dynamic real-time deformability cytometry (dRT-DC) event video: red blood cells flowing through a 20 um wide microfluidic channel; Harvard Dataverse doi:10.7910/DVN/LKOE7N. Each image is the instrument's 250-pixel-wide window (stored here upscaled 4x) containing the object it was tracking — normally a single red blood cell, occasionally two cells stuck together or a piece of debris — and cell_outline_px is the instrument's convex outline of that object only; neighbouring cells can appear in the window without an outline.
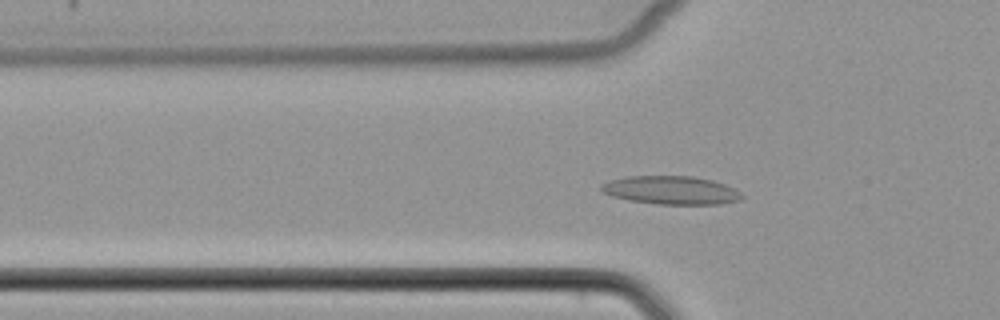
{"species": "common noctule bat (a hibernating species)", "species_latin": "Nyctalus noctula", "temperature_condition": "cold", "stored_images_in_passage": 45, "camera_frame_rate_fps": 3000, "um_per_image_px": 0.085, "animal": {"sex": "female", "body_mass_g": 22.7, "forearm_length_mm": 54.2}, "frame": {"image": 1, "passage_image": 15, "time_ms": 4.667, "image_size_px": [1000, 320], "cell_outline_px": [[744, 196], [740, 200], [720, 204], [656, 204], [628, 200], [612, 196], [604, 192], [600, 188], [600, 184], [624, 176], [692, 176], [712, 180], [724, 184], [740, 192]], "centroid_in_image_um": [57.03, 16.17], "position_along_channel_um": 68.8, "area_um2": 23.18}}
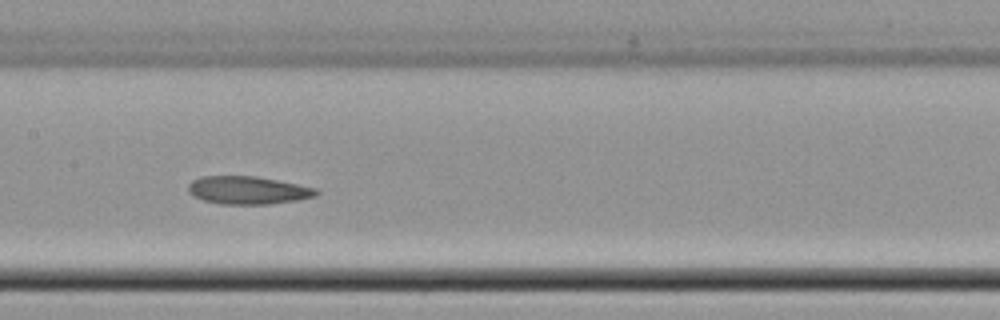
{"frame": {"image": 2, "passage_image": 24, "time_ms": 7.667, "image_size_px": [1000, 320], "cell_outline_px": [[320, 192], [316, 196], [296, 200], [268, 204], [220, 204], [204, 200], [192, 196], [188, 192], [188, 184], [192, 180], [200, 176], [256, 176], [316, 188]], "centroid_in_image_um": [21.03, 16.17], "position_along_channel_um": 186.4, "area_um2": 20.81}}
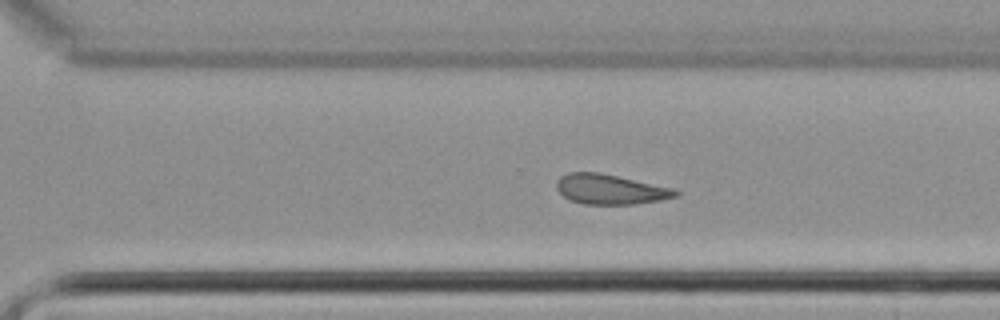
{"frame": {"image": 3, "passage_image": 34, "time_ms": 11.0, "image_size_px": [1000, 320], "cell_outline_px": [[680, 192], [676, 196], [660, 200], [636, 204], [584, 204], [568, 200], [556, 188], [556, 180], [560, 176], [568, 172], [600, 172], [676, 188]], "centroid_in_image_um": [51.87, 16.08], "position_along_channel_um": 318.7, "area_um2": 21.04}}